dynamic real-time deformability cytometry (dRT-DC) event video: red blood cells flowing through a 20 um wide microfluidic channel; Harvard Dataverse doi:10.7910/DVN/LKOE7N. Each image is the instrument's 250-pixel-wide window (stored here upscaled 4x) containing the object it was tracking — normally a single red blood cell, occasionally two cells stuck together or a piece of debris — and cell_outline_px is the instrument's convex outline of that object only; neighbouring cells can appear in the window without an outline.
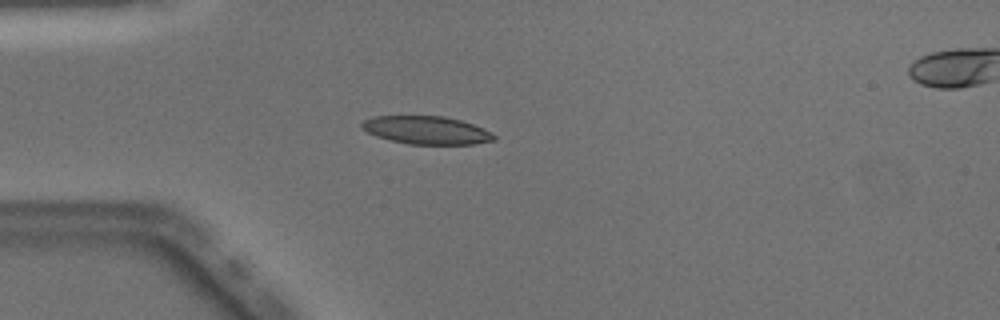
{"species": "Egyptian fruit bat (a non-hibernating species)", "species_latin": "Rousettus aegyptiacus", "temperature_condition": "warm", "stored_images_in_passage": 26, "camera_frame_rate_fps": 3000, "um_per_image_px": 0.085, "animal": {"sex": "male"}, "frame": {"image": 1, "passage_image": 1, "time_ms": 0.0, "image_size_px": [1000, 320], "cell_outline_px": [[496, 140], [472, 144], [408, 144], [376, 136], [368, 132], [360, 124], [364, 120], [372, 116], [444, 116], [460, 120], [484, 128], [492, 132], [496, 136]], "centroid_in_image_um": [36.28, 11.06], "position_along_channel_um": 48.7, "area_um2": 21.5}}
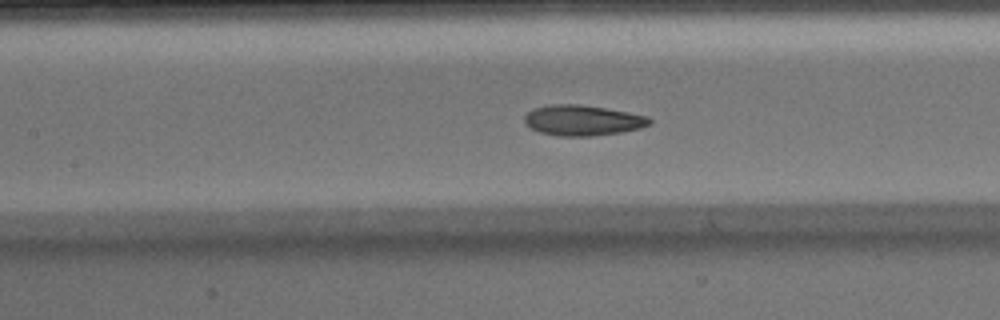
{"frame": {"image": 2, "passage_image": 10, "time_ms": 3.0, "image_size_px": [1000, 320], "cell_outline_px": [[652, 124], [640, 128], [620, 132], [592, 136], [560, 136], [540, 132], [524, 124], [524, 116], [528, 112], [536, 108], [552, 104], [580, 104], [628, 112], [648, 116], [652, 120]], "centroid_in_image_um": [49.54, 10.23], "position_along_channel_um": 157.9, "area_um2": 22.14}}
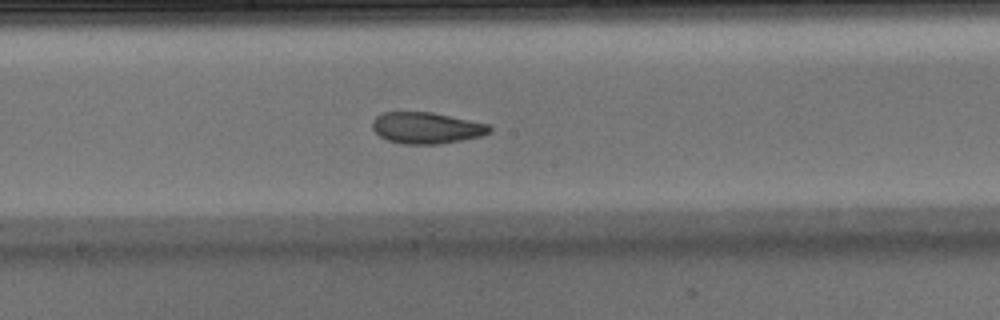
{"frame": {"image": 3, "passage_image": 14, "time_ms": 4.333, "image_size_px": [1000, 320], "cell_outline_px": [[492, 132], [480, 136], [440, 144], [404, 144], [388, 140], [380, 136], [372, 128], [372, 120], [380, 112], [432, 112], [488, 124], [492, 128]], "centroid_in_image_um": [36.23, 10.87], "position_along_channel_um": 212.0, "area_um2": 21.39}, "authors_computed_cell_mechanics": {"area_um2": 21.7617, "velocity_mm_per_s": 4.0654, "shape_relaxation_time_tau1_ms": 9.5904, "shape_relaxation_time_tau2_ms": 2.2233, "deformation_change_tau1": 0.2377, "deformation_change_tau2": 0.088}}